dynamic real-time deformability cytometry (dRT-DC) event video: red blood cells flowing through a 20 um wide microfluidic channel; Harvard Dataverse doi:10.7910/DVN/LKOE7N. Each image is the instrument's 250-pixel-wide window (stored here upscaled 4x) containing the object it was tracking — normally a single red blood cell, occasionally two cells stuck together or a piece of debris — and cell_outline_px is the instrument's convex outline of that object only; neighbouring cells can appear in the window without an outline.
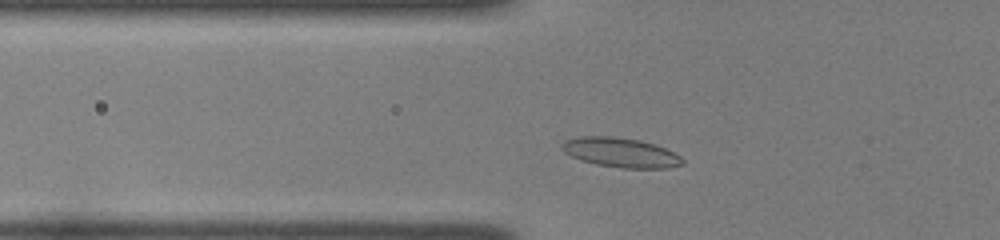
{"species": "common noctule bat (a hibernating species)", "species_latin": "Nyctalus noctula", "temperature_condition": "room temperature", "stored_images_in_passage": 39, "camera_frame_rate_fps": 3000, "um_per_image_px": 0.085, "animal": {"sex": "female", "body_mass_g": 22.0, "forearm_length_mm": 56.7}, "frame": {"image": 1, "passage_image": 6, "time_ms": 1.667, "image_size_px": [1000, 240], "cell_outline_px": [[684, 164], [668, 168], [620, 168], [596, 164], [580, 160], [564, 152], [560, 148], [560, 144], [564, 140], [580, 136], [612, 136], [640, 140], [656, 144], [680, 156], [684, 160]], "centroid_in_image_um": [52.73, 12.96], "position_along_channel_um": 73.1, "area_um2": 20.92}}
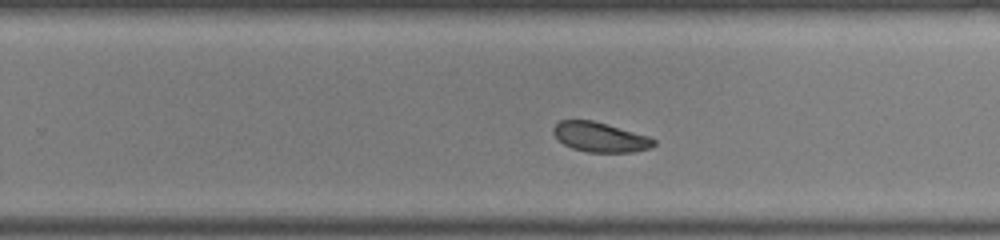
{"frame": {"image": 2, "passage_image": 22, "time_ms": 7.0, "image_size_px": [1000, 240], "cell_outline_px": [[656, 144], [652, 148], [632, 152], [588, 152], [572, 148], [564, 144], [552, 132], [552, 128], [560, 120], [592, 120], [648, 136], [656, 140]], "centroid_in_image_um": [51.02, 11.66], "position_along_channel_um": 278.8, "area_um2": 17.28}}
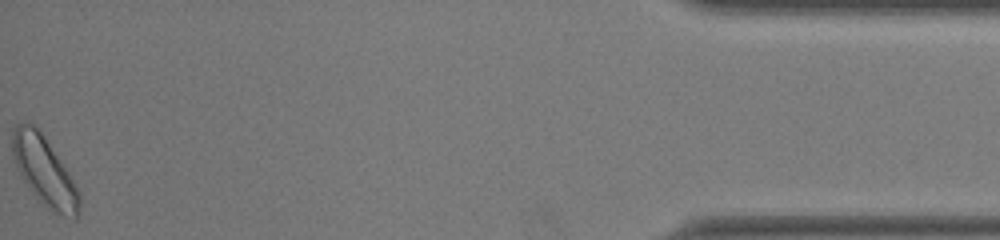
{"frame": {"image": 3, "passage_image": 39, "time_ms": 12.667, "image_size_px": [1000, 240], "cell_outline_px": [[80, 212], [76, 220], [52, 212], [28, 188], [12, 156], [12, 128], [16, 124], [24, 120], [28, 120], [44, 136], [68, 172], [80, 192]], "centroid_in_image_um": [3.77, 14.54], "position_along_channel_um": 431.4, "area_um2": 26.82}, "authors_computed_cell_mechanics": {"area_um2": 18.6116, "velocity_mm_per_s": 3.9183, "shape_relaxation_time_tau1_ms": 3.0864, "shape_relaxation_time_tau2_ms": 2.099, "deformation_change_tau1": 0.1152, "deformation_change_tau2": 0.0673}}